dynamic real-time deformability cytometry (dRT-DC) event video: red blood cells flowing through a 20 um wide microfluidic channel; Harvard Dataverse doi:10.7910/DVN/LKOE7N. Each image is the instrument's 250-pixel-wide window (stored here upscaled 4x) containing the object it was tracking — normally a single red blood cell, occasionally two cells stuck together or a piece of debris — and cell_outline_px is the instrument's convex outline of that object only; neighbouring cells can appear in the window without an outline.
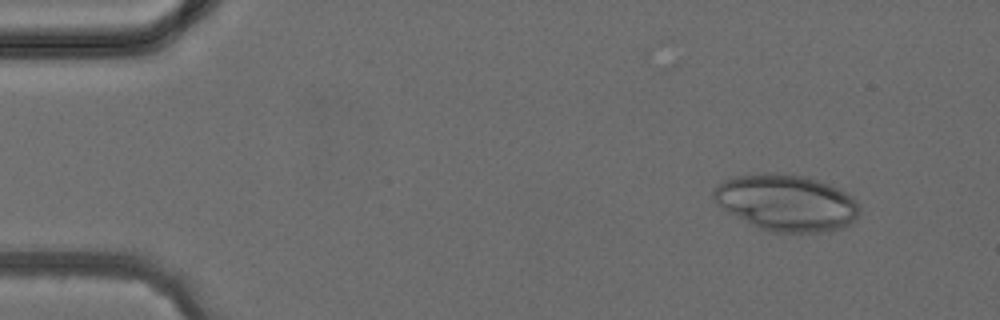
{"species": "common noctule bat (a hibernating species)", "species_latin": "Nyctalus noctula", "temperature_condition": "cold", "stored_images_in_passage": 3, "camera_frame_rate_fps": 3000, "um_per_image_px": 0.085, "animal": {"sex": "female", "body_mass_g": 24.6, "forearm_length_mm": 56.2}, "frame": {"image": 1, "passage_image": 1, "time_ms": 0.0, "image_size_px": [1000, 320], "cell_outline_px": [[860, 212], [856, 220], [852, 224], [844, 228], [820, 232], [768, 232], [728, 212], [712, 196], [712, 192], [724, 180], [736, 176], [764, 172], [776, 172], [808, 176], [828, 184], [852, 196], [860, 204]], "centroid_in_image_um": [66.9, 17.23], "position_along_channel_um": 18.1, "area_um2": 48.09}}